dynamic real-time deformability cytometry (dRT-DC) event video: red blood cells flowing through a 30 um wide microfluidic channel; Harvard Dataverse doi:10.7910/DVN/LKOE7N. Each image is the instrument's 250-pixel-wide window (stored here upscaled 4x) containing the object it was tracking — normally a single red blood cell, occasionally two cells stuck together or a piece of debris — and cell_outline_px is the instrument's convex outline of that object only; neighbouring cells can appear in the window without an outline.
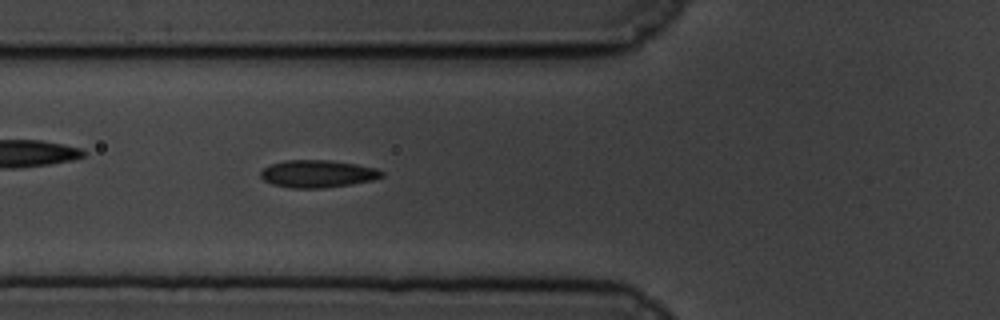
{"species": "common noctule bat (a hibernating species)", "species_latin": "Nyctalus noctula", "temperature_condition": "cold", "stored_images_in_passage": 57, "camera_frame_rate_fps": 3000, "um_per_image_px": 0.085, "animal": {"sex": "male", "body_mass_g": 19.5, "forearm_length_mm": 54.6}, "frame": {"image": 1, "passage_image": 21, "time_ms": 6.667, "image_size_px": [1000, 320], "cell_outline_px": [[384, 176], [372, 180], [352, 184], [324, 188], [292, 188], [272, 184], [264, 180], [260, 176], [260, 172], [264, 168], [272, 164], [284, 160], [332, 160], [356, 164], [376, 168], [384, 172]], "centroid_in_image_um": [27.01, 14.77], "position_along_channel_um": 98.8, "area_um2": 19.42}}
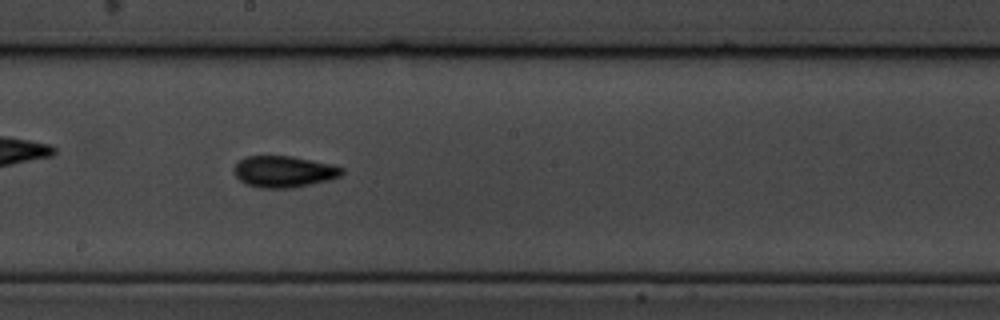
{"frame": {"image": 2, "passage_image": 32, "time_ms": 10.333, "image_size_px": [1000, 320], "cell_outline_px": [[344, 172], [340, 176], [328, 180], [312, 184], [292, 188], [260, 188], [244, 184], [236, 176], [236, 164], [244, 156], [292, 156], [328, 164], [344, 168]], "centroid_in_image_um": [24.12, 14.6], "position_along_channel_um": 224.1, "area_um2": 19.59}}
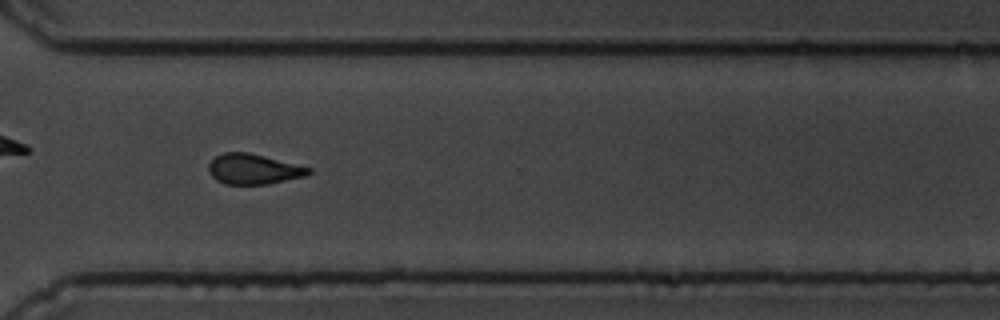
{"frame": {"image": 3, "passage_image": 43, "time_ms": 14.0, "image_size_px": [1000, 320], "cell_outline_px": [[312, 172], [308, 176], [268, 184], [224, 184], [216, 180], [208, 172], [208, 164], [216, 156], [224, 152], [248, 152], [312, 168]], "centroid_in_image_um": [21.56, 14.38], "position_along_channel_um": 349.0, "area_um2": 17.74}}